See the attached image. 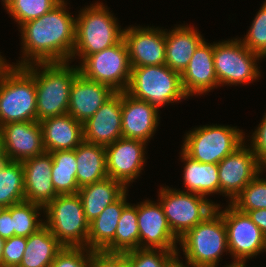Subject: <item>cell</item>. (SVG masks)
I'll return each instance as SVG.
<instances>
[{
	"label": "cell",
	"instance_id": "11",
	"mask_svg": "<svg viewBox=\"0 0 266 267\" xmlns=\"http://www.w3.org/2000/svg\"><path fill=\"white\" fill-rule=\"evenodd\" d=\"M78 68L84 78L103 83L115 92L126 91L132 71L123 38L117 44L87 56Z\"/></svg>",
	"mask_w": 266,
	"mask_h": 267
},
{
	"label": "cell",
	"instance_id": "8",
	"mask_svg": "<svg viewBox=\"0 0 266 267\" xmlns=\"http://www.w3.org/2000/svg\"><path fill=\"white\" fill-rule=\"evenodd\" d=\"M243 133L229 125L194 127L186 133L181 150L201 163L218 164L245 142Z\"/></svg>",
	"mask_w": 266,
	"mask_h": 267
},
{
	"label": "cell",
	"instance_id": "1",
	"mask_svg": "<svg viewBox=\"0 0 266 267\" xmlns=\"http://www.w3.org/2000/svg\"><path fill=\"white\" fill-rule=\"evenodd\" d=\"M67 4L62 0L51 11L19 27L23 58L14 66L71 62L75 47L76 18L70 15Z\"/></svg>",
	"mask_w": 266,
	"mask_h": 267
},
{
	"label": "cell",
	"instance_id": "6",
	"mask_svg": "<svg viewBox=\"0 0 266 267\" xmlns=\"http://www.w3.org/2000/svg\"><path fill=\"white\" fill-rule=\"evenodd\" d=\"M125 92L158 109L188 98L182 86L181 74L166 64L133 67Z\"/></svg>",
	"mask_w": 266,
	"mask_h": 267
},
{
	"label": "cell",
	"instance_id": "42",
	"mask_svg": "<svg viewBox=\"0 0 266 267\" xmlns=\"http://www.w3.org/2000/svg\"><path fill=\"white\" fill-rule=\"evenodd\" d=\"M14 236L12 218H11V206L4 209L0 215V237L3 239H9Z\"/></svg>",
	"mask_w": 266,
	"mask_h": 267
},
{
	"label": "cell",
	"instance_id": "32",
	"mask_svg": "<svg viewBox=\"0 0 266 267\" xmlns=\"http://www.w3.org/2000/svg\"><path fill=\"white\" fill-rule=\"evenodd\" d=\"M24 200L22 162L6 160L0 165V205L7 208Z\"/></svg>",
	"mask_w": 266,
	"mask_h": 267
},
{
	"label": "cell",
	"instance_id": "51",
	"mask_svg": "<svg viewBox=\"0 0 266 267\" xmlns=\"http://www.w3.org/2000/svg\"><path fill=\"white\" fill-rule=\"evenodd\" d=\"M233 265H236L234 262H231L229 265H225L224 267H230V266H233Z\"/></svg>",
	"mask_w": 266,
	"mask_h": 267
},
{
	"label": "cell",
	"instance_id": "16",
	"mask_svg": "<svg viewBox=\"0 0 266 267\" xmlns=\"http://www.w3.org/2000/svg\"><path fill=\"white\" fill-rule=\"evenodd\" d=\"M123 30L131 68L165 64V29L130 25Z\"/></svg>",
	"mask_w": 266,
	"mask_h": 267
},
{
	"label": "cell",
	"instance_id": "31",
	"mask_svg": "<svg viewBox=\"0 0 266 267\" xmlns=\"http://www.w3.org/2000/svg\"><path fill=\"white\" fill-rule=\"evenodd\" d=\"M53 160L52 183L59 195L78 194L80 187L76 181V148L50 153Z\"/></svg>",
	"mask_w": 266,
	"mask_h": 267
},
{
	"label": "cell",
	"instance_id": "17",
	"mask_svg": "<svg viewBox=\"0 0 266 267\" xmlns=\"http://www.w3.org/2000/svg\"><path fill=\"white\" fill-rule=\"evenodd\" d=\"M0 134L7 160L22 162L45 152L41 125L37 121L2 125Z\"/></svg>",
	"mask_w": 266,
	"mask_h": 267
},
{
	"label": "cell",
	"instance_id": "36",
	"mask_svg": "<svg viewBox=\"0 0 266 267\" xmlns=\"http://www.w3.org/2000/svg\"><path fill=\"white\" fill-rule=\"evenodd\" d=\"M178 251L163 249H135L125 252L128 267H169Z\"/></svg>",
	"mask_w": 266,
	"mask_h": 267
},
{
	"label": "cell",
	"instance_id": "19",
	"mask_svg": "<svg viewBox=\"0 0 266 267\" xmlns=\"http://www.w3.org/2000/svg\"><path fill=\"white\" fill-rule=\"evenodd\" d=\"M160 110L147 101L122 92V137L145 143L153 138L159 123Z\"/></svg>",
	"mask_w": 266,
	"mask_h": 267
},
{
	"label": "cell",
	"instance_id": "44",
	"mask_svg": "<svg viewBox=\"0 0 266 267\" xmlns=\"http://www.w3.org/2000/svg\"><path fill=\"white\" fill-rule=\"evenodd\" d=\"M7 160L6 155H5V149H4V144H3V139L0 134V165Z\"/></svg>",
	"mask_w": 266,
	"mask_h": 267
},
{
	"label": "cell",
	"instance_id": "20",
	"mask_svg": "<svg viewBox=\"0 0 266 267\" xmlns=\"http://www.w3.org/2000/svg\"><path fill=\"white\" fill-rule=\"evenodd\" d=\"M24 167L25 201L45 208L59 194L55 191L51 173L53 160L50 152H44L22 161Z\"/></svg>",
	"mask_w": 266,
	"mask_h": 267
},
{
	"label": "cell",
	"instance_id": "3",
	"mask_svg": "<svg viewBox=\"0 0 266 267\" xmlns=\"http://www.w3.org/2000/svg\"><path fill=\"white\" fill-rule=\"evenodd\" d=\"M34 69L9 65L0 74V127L14 122L37 121Z\"/></svg>",
	"mask_w": 266,
	"mask_h": 267
},
{
	"label": "cell",
	"instance_id": "41",
	"mask_svg": "<svg viewBox=\"0 0 266 267\" xmlns=\"http://www.w3.org/2000/svg\"><path fill=\"white\" fill-rule=\"evenodd\" d=\"M256 128L252 133L249 147L259 163L266 169V113H264L262 121Z\"/></svg>",
	"mask_w": 266,
	"mask_h": 267
},
{
	"label": "cell",
	"instance_id": "39",
	"mask_svg": "<svg viewBox=\"0 0 266 267\" xmlns=\"http://www.w3.org/2000/svg\"><path fill=\"white\" fill-rule=\"evenodd\" d=\"M27 237L12 236L5 240L1 267H19L26 248Z\"/></svg>",
	"mask_w": 266,
	"mask_h": 267
},
{
	"label": "cell",
	"instance_id": "27",
	"mask_svg": "<svg viewBox=\"0 0 266 267\" xmlns=\"http://www.w3.org/2000/svg\"><path fill=\"white\" fill-rule=\"evenodd\" d=\"M128 189L89 223L88 249L102 251L115 237L118 221L127 202Z\"/></svg>",
	"mask_w": 266,
	"mask_h": 267
},
{
	"label": "cell",
	"instance_id": "47",
	"mask_svg": "<svg viewBox=\"0 0 266 267\" xmlns=\"http://www.w3.org/2000/svg\"><path fill=\"white\" fill-rule=\"evenodd\" d=\"M5 239L0 237V267L2 262V254H3V248H4Z\"/></svg>",
	"mask_w": 266,
	"mask_h": 267
},
{
	"label": "cell",
	"instance_id": "33",
	"mask_svg": "<svg viewBox=\"0 0 266 267\" xmlns=\"http://www.w3.org/2000/svg\"><path fill=\"white\" fill-rule=\"evenodd\" d=\"M41 211V212H40ZM44 208L38 204L22 201L11 206L14 236L29 237L45 225L38 217Z\"/></svg>",
	"mask_w": 266,
	"mask_h": 267
},
{
	"label": "cell",
	"instance_id": "28",
	"mask_svg": "<svg viewBox=\"0 0 266 267\" xmlns=\"http://www.w3.org/2000/svg\"><path fill=\"white\" fill-rule=\"evenodd\" d=\"M77 173L79 187L108 178L105 146L82 141L76 147Z\"/></svg>",
	"mask_w": 266,
	"mask_h": 267
},
{
	"label": "cell",
	"instance_id": "23",
	"mask_svg": "<svg viewBox=\"0 0 266 267\" xmlns=\"http://www.w3.org/2000/svg\"><path fill=\"white\" fill-rule=\"evenodd\" d=\"M46 152L75 149L83 140V123L70 114L48 118L40 122Z\"/></svg>",
	"mask_w": 266,
	"mask_h": 267
},
{
	"label": "cell",
	"instance_id": "34",
	"mask_svg": "<svg viewBox=\"0 0 266 267\" xmlns=\"http://www.w3.org/2000/svg\"><path fill=\"white\" fill-rule=\"evenodd\" d=\"M62 0H12L6 7L19 26L51 11Z\"/></svg>",
	"mask_w": 266,
	"mask_h": 267
},
{
	"label": "cell",
	"instance_id": "9",
	"mask_svg": "<svg viewBox=\"0 0 266 267\" xmlns=\"http://www.w3.org/2000/svg\"><path fill=\"white\" fill-rule=\"evenodd\" d=\"M160 202L172 232L180 239L216 210L217 203L196 193L160 187Z\"/></svg>",
	"mask_w": 266,
	"mask_h": 267
},
{
	"label": "cell",
	"instance_id": "5",
	"mask_svg": "<svg viewBox=\"0 0 266 267\" xmlns=\"http://www.w3.org/2000/svg\"><path fill=\"white\" fill-rule=\"evenodd\" d=\"M179 245L191 267H217L221 255L229 252L227 229L222 215L215 210L204 221L188 230Z\"/></svg>",
	"mask_w": 266,
	"mask_h": 267
},
{
	"label": "cell",
	"instance_id": "46",
	"mask_svg": "<svg viewBox=\"0 0 266 267\" xmlns=\"http://www.w3.org/2000/svg\"><path fill=\"white\" fill-rule=\"evenodd\" d=\"M1 53V52H0ZM9 62H6L5 58L1 56L0 54V74L2 71L9 65Z\"/></svg>",
	"mask_w": 266,
	"mask_h": 267
},
{
	"label": "cell",
	"instance_id": "24",
	"mask_svg": "<svg viewBox=\"0 0 266 267\" xmlns=\"http://www.w3.org/2000/svg\"><path fill=\"white\" fill-rule=\"evenodd\" d=\"M196 29L185 24L169 32L165 29V64L179 74L186 69L195 49L204 40Z\"/></svg>",
	"mask_w": 266,
	"mask_h": 267
},
{
	"label": "cell",
	"instance_id": "21",
	"mask_svg": "<svg viewBox=\"0 0 266 267\" xmlns=\"http://www.w3.org/2000/svg\"><path fill=\"white\" fill-rule=\"evenodd\" d=\"M214 42L205 39L198 45L186 69L181 74L182 86L188 96L203 95L218 88V79L214 67Z\"/></svg>",
	"mask_w": 266,
	"mask_h": 267
},
{
	"label": "cell",
	"instance_id": "37",
	"mask_svg": "<svg viewBox=\"0 0 266 267\" xmlns=\"http://www.w3.org/2000/svg\"><path fill=\"white\" fill-rule=\"evenodd\" d=\"M266 1V0H265ZM254 17L251 27L239 40L251 51L266 58V2Z\"/></svg>",
	"mask_w": 266,
	"mask_h": 267
},
{
	"label": "cell",
	"instance_id": "7",
	"mask_svg": "<svg viewBox=\"0 0 266 267\" xmlns=\"http://www.w3.org/2000/svg\"><path fill=\"white\" fill-rule=\"evenodd\" d=\"M45 225L64 247L88 248L89 222L78 194L58 195L45 208Z\"/></svg>",
	"mask_w": 266,
	"mask_h": 267
},
{
	"label": "cell",
	"instance_id": "43",
	"mask_svg": "<svg viewBox=\"0 0 266 267\" xmlns=\"http://www.w3.org/2000/svg\"><path fill=\"white\" fill-rule=\"evenodd\" d=\"M247 214L266 236V209H255L248 211Z\"/></svg>",
	"mask_w": 266,
	"mask_h": 267
},
{
	"label": "cell",
	"instance_id": "49",
	"mask_svg": "<svg viewBox=\"0 0 266 267\" xmlns=\"http://www.w3.org/2000/svg\"><path fill=\"white\" fill-rule=\"evenodd\" d=\"M247 265H240V264H236V265H233V266H230V267H246Z\"/></svg>",
	"mask_w": 266,
	"mask_h": 267
},
{
	"label": "cell",
	"instance_id": "13",
	"mask_svg": "<svg viewBox=\"0 0 266 267\" xmlns=\"http://www.w3.org/2000/svg\"><path fill=\"white\" fill-rule=\"evenodd\" d=\"M246 143L218 163L219 194L227 196L229 203L265 169Z\"/></svg>",
	"mask_w": 266,
	"mask_h": 267
},
{
	"label": "cell",
	"instance_id": "12",
	"mask_svg": "<svg viewBox=\"0 0 266 267\" xmlns=\"http://www.w3.org/2000/svg\"><path fill=\"white\" fill-rule=\"evenodd\" d=\"M225 208L216 206L226 225L229 254L235 264L245 265L248 259L266 252V236L247 213L240 212L230 203Z\"/></svg>",
	"mask_w": 266,
	"mask_h": 267
},
{
	"label": "cell",
	"instance_id": "30",
	"mask_svg": "<svg viewBox=\"0 0 266 267\" xmlns=\"http://www.w3.org/2000/svg\"><path fill=\"white\" fill-rule=\"evenodd\" d=\"M139 248L137 205L128 203L118 221L114 239L102 250L109 253H125Z\"/></svg>",
	"mask_w": 266,
	"mask_h": 267
},
{
	"label": "cell",
	"instance_id": "2",
	"mask_svg": "<svg viewBox=\"0 0 266 267\" xmlns=\"http://www.w3.org/2000/svg\"><path fill=\"white\" fill-rule=\"evenodd\" d=\"M71 62L29 64L34 69L37 94V122L68 113L70 90L80 74Z\"/></svg>",
	"mask_w": 266,
	"mask_h": 267
},
{
	"label": "cell",
	"instance_id": "14",
	"mask_svg": "<svg viewBox=\"0 0 266 267\" xmlns=\"http://www.w3.org/2000/svg\"><path fill=\"white\" fill-rule=\"evenodd\" d=\"M139 248L179 251V238L172 232L160 202L145 200L137 204Z\"/></svg>",
	"mask_w": 266,
	"mask_h": 267
},
{
	"label": "cell",
	"instance_id": "15",
	"mask_svg": "<svg viewBox=\"0 0 266 267\" xmlns=\"http://www.w3.org/2000/svg\"><path fill=\"white\" fill-rule=\"evenodd\" d=\"M146 143L121 137L105 147L109 178L120 181L126 188L141 174L146 157Z\"/></svg>",
	"mask_w": 266,
	"mask_h": 267
},
{
	"label": "cell",
	"instance_id": "29",
	"mask_svg": "<svg viewBox=\"0 0 266 267\" xmlns=\"http://www.w3.org/2000/svg\"><path fill=\"white\" fill-rule=\"evenodd\" d=\"M64 246L44 225L27 237L26 248L19 267H48Z\"/></svg>",
	"mask_w": 266,
	"mask_h": 267
},
{
	"label": "cell",
	"instance_id": "45",
	"mask_svg": "<svg viewBox=\"0 0 266 267\" xmlns=\"http://www.w3.org/2000/svg\"><path fill=\"white\" fill-rule=\"evenodd\" d=\"M179 252L177 253V258L169 265V267H191L188 264H184L181 260H179Z\"/></svg>",
	"mask_w": 266,
	"mask_h": 267
},
{
	"label": "cell",
	"instance_id": "25",
	"mask_svg": "<svg viewBox=\"0 0 266 267\" xmlns=\"http://www.w3.org/2000/svg\"><path fill=\"white\" fill-rule=\"evenodd\" d=\"M126 190L127 188L120 181L109 177L80 187L78 195L82 200L86 220L89 223L92 222Z\"/></svg>",
	"mask_w": 266,
	"mask_h": 267
},
{
	"label": "cell",
	"instance_id": "18",
	"mask_svg": "<svg viewBox=\"0 0 266 267\" xmlns=\"http://www.w3.org/2000/svg\"><path fill=\"white\" fill-rule=\"evenodd\" d=\"M122 92H115L83 123L84 141L108 146L122 137Z\"/></svg>",
	"mask_w": 266,
	"mask_h": 267
},
{
	"label": "cell",
	"instance_id": "50",
	"mask_svg": "<svg viewBox=\"0 0 266 267\" xmlns=\"http://www.w3.org/2000/svg\"><path fill=\"white\" fill-rule=\"evenodd\" d=\"M5 208H6V207L0 205V215H1V213L4 211Z\"/></svg>",
	"mask_w": 266,
	"mask_h": 267
},
{
	"label": "cell",
	"instance_id": "35",
	"mask_svg": "<svg viewBox=\"0 0 266 267\" xmlns=\"http://www.w3.org/2000/svg\"><path fill=\"white\" fill-rule=\"evenodd\" d=\"M258 174L230 203L243 213L255 209H266V178Z\"/></svg>",
	"mask_w": 266,
	"mask_h": 267
},
{
	"label": "cell",
	"instance_id": "26",
	"mask_svg": "<svg viewBox=\"0 0 266 267\" xmlns=\"http://www.w3.org/2000/svg\"><path fill=\"white\" fill-rule=\"evenodd\" d=\"M180 158L184 162L183 184L187 192L201 196L219 193L218 164L201 163L186 155L182 150Z\"/></svg>",
	"mask_w": 266,
	"mask_h": 267
},
{
	"label": "cell",
	"instance_id": "40",
	"mask_svg": "<svg viewBox=\"0 0 266 267\" xmlns=\"http://www.w3.org/2000/svg\"><path fill=\"white\" fill-rule=\"evenodd\" d=\"M89 267H128L125 253L92 251Z\"/></svg>",
	"mask_w": 266,
	"mask_h": 267
},
{
	"label": "cell",
	"instance_id": "4",
	"mask_svg": "<svg viewBox=\"0 0 266 267\" xmlns=\"http://www.w3.org/2000/svg\"><path fill=\"white\" fill-rule=\"evenodd\" d=\"M76 17L75 47L71 62L79 56L80 63L89 55L117 44L123 38L117 18L102 2L80 9Z\"/></svg>",
	"mask_w": 266,
	"mask_h": 267
},
{
	"label": "cell",
	"instance_id": "22",
	"mask_svg": "<svg viewBox=\"0 0 266 267\" xmlns=\"http://www.w3.org/2000/svg\"><path fill=\"white\" fill-rule=\"evenodd\" d=\"M115 93L109 86L79 74L71 86L68 114L84 123Z\"/></svg>",
	"mask_w": 266,
	"mask_h": 267
},
{
	"label": "cell",
	"instance_id": "10",
	"mask_svg": "<svg viewBox=\"0 0 266 267\" xmlns=\"http://www.w3.org/2000/svg\"><path fill=\"white\" fill-rule=\"evenodd\" d=\"M213 58L219 86L249 84L261 76L257 62L263 58L238 38L214 42Z\"/></svg>",
	"mask_w": 266,
	"mask_h": 267
},
{
	"label": "cell",
	"instance_id": "38",
	"mask_svg": "<svg viewBox=\"0 0 266 267\" xmlns=\"http://www.w3.org/2000/svg\"><path fill=\"white\" fill-rule=\"evenodd\" d=\"M92 251L84 247H64L48 267H89Z\"/></svg>",
	"mask_w": 266,
	"mask_h": 267
},
{
	"label": "cell",
	"instance_id": "48",
	"mask_svg": "<svg viewBox=\"0 0 266 267\" xmlns=\"http://www.w3.org/2000/svg\"><path fill=\"white\" fill-rule=\"evenodd\" d=\"M12 0H2L4 8L11 2Z\"/></svg>",
	"mask_w": 266,
	"mask_h": 267
}]
</instances>
